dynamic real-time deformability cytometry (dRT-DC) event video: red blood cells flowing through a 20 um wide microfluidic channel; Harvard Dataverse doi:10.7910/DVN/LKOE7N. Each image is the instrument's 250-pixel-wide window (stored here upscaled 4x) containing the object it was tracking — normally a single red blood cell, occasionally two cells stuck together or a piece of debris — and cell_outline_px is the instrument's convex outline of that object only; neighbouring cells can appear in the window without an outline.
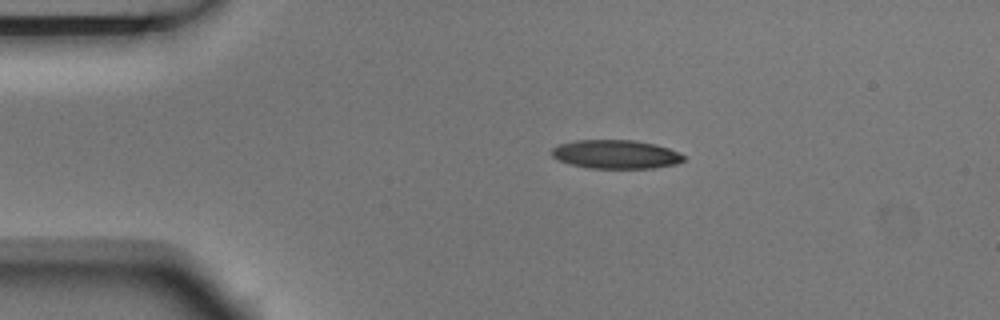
{"species": "Egyptian fruit bat (a non-hibernating species)", "species_latin": "Rousettus aegyptiacus", "temperature_condition": "room temperature", "stored_images_in_passage": 5, "camera_frame_rate_fps": 3000, "um_per_image_px": 0.085, "animal": {"sex": "male"}, "frame": {"image": 1, "passage_image": 3, "time_ms": 0.667, "image_size_px": [1000, 320], "cell_outline_px": [[684, 160], [676, 164], [652, 168], [592, 168], [572, 164], [560, 160], [552, 156], [552, 148], [560, 144], [576, 140], [636, 140], [656, 144], [668, 148], [684, 156]], "centroid_in_image_um": [52.36, 13.11], "position_along_channel_um": 32.6, "area_um2": 21.85}}
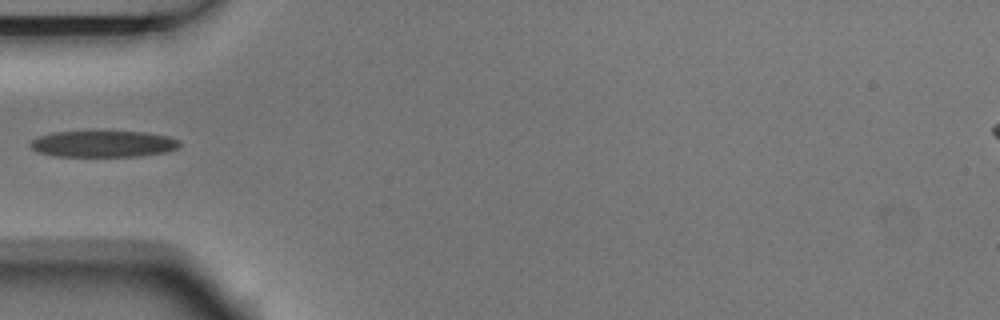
{"frame": {"image": 2, "passage_image": 5, "time_ms": 1.333, "image_size_px": [1000, 320], "cell_outline_px": [[180, 148], [164, 152], [140, 156], [56, 156], [40, 152], [32, 148], [28, 144], [32, 140], [40, 136], [52, 132], [92, 128], [100, 128], [144, 132], [168, 136], [180, 140]], "centroid_in_image_um": [8.78, 12.16], "position_along_channel_um": 76.2, "area_um2": 24.22}}